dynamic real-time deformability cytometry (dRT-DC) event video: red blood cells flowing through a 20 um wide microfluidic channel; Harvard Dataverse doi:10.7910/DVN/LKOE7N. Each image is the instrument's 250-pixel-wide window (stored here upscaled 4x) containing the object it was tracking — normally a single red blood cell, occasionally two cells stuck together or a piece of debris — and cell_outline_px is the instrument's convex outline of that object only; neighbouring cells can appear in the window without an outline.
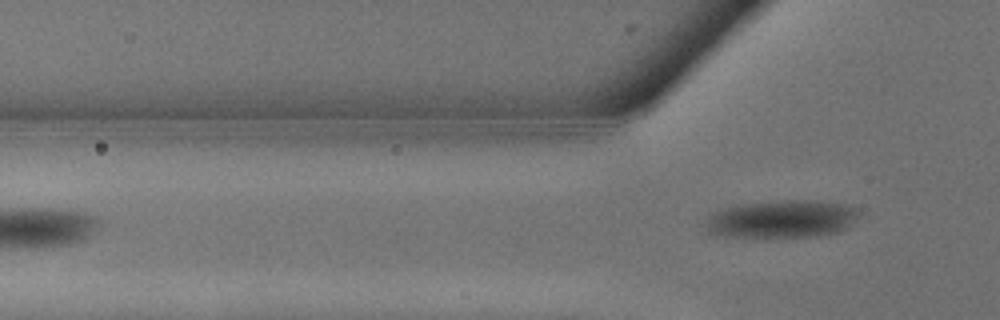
{"species": "common noctule bat (a hibernating species)", "species_latin": "Nyctalus noctula", "temperature_condition": "warm", "stored_images_in_passage": 8, "camera_frame_rate_fps": 3000, "um_per_image_px": 0.085, "animal": {"sex": "male", "body_mass_g": 13.3}, "frame": {"image": 1, "passage_image": 8, "time_ms": 2.333, "image_size_px": [1000, 320], "cell_outline_px": [[860, 212], [848, 228], [836, 232], [816, 236], [724, 236], [708, 232], [708, 216], [712, 212], [744, 204], [784, 200], [816, 200], [844, 204], [856, 208]], "centroid_in_image_um": [66.52, 18.6], "position_along_channel_um": 59.3, "area_um2": 33.06}}